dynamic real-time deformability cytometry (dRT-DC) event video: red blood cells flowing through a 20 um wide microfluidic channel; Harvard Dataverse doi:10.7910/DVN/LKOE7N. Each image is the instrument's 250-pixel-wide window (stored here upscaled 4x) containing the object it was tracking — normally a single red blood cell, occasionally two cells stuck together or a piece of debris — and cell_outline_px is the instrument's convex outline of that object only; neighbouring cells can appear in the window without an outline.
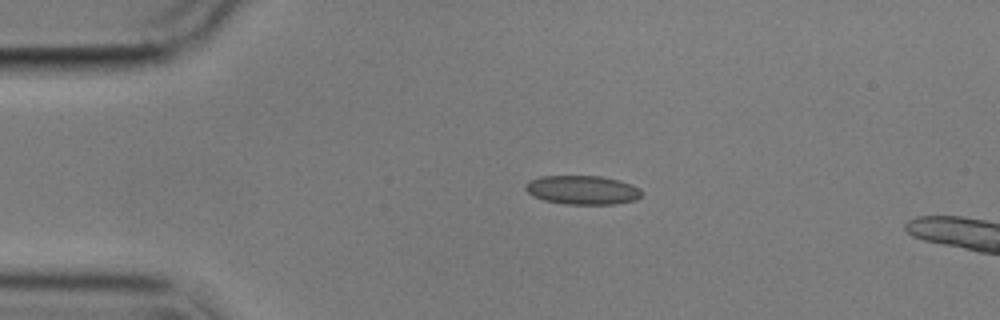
{"species": "common noctule bat (a hibernating species)", "species_latin": "Nyctalus noctula", "temperature_condition": "cold", "stored_images_in_passage": 4, "camera_frame_rate_fps": 3000, "um_per_image_px": 0.085, "animal": {"sex": "male", "body_mass_g": 17.9}, "frame": {"image": 1, "passage_image": 2, "time_ms": 1.0, "image_size_px": [1000, 320], "cell_outline_px": [[644, 192], [636, 200], [616, 204], [564, 204], [544, 200], [532, 196], [524, 188], [524, 184], [528, 180], [540, 176], [600, 176], [620, 180], [632, 184], [640, 188]], "centroid_in_image_um": [49.51, 16.14], "position_along_channel_um": 35.5, "area_um2": 19.88}}